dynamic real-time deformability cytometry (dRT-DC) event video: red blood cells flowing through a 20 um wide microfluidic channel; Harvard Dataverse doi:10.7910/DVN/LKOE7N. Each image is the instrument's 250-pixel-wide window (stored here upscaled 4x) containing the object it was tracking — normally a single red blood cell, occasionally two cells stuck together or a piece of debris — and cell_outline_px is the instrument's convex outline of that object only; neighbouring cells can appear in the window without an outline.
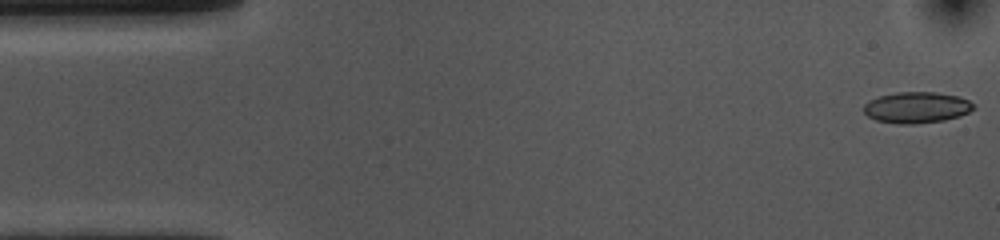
{"species": "common noctule bat (a hibernating species)", "species_latin": "Nyctalus noctula", "temperature_condition": "cold", "stored_images_in_passage": 46, "camera_frame_rate_fps": 3000, "um_per_image_px": 0.085, "animal": {"sex": "female", "body_mass_g": 10.0, "forearm_length_mm": 53.1}, "frame": {"image": 1, "passage_image": 1, "time_ms": 0.0, "image_size_px": [1000, 240], "cell_outline_px": [[976, 108], [960, 116], [944, 120], [912, 124], [900, 124], [876, 120], [868, 116], [864, 112], [864, 104], [868, 100], [880, 96], [896, 92], [936, 92], [956, 96], [968, 100], [976, 104]], "centroid_in_image_um": [77.92, 9.13], "position_along_channel_um": 7.1, "area_um2": 19.94}}
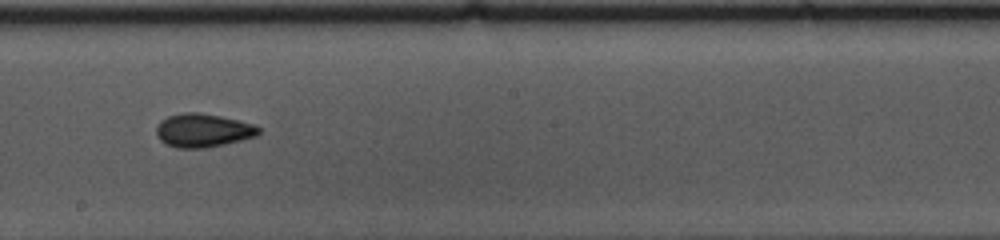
{"frame": {"image": 2, "passage_image": 28, "time_ms": 9.0, "image_size_px": [1000, 240], "cell_outline_px": [[260, 132], [256, 136], [224, 144], [204, 148], [176, 148], [160, 140], [156, 136], [156, 124], [160, 120], [168, 116], [184, 112], [200, 112], [220, 116], [256, 124], [260, 128]], "centroid_in_image_um": [17.23, 11.07], "position_along_channel_um": 231.0, "area_um2": 20.11}}
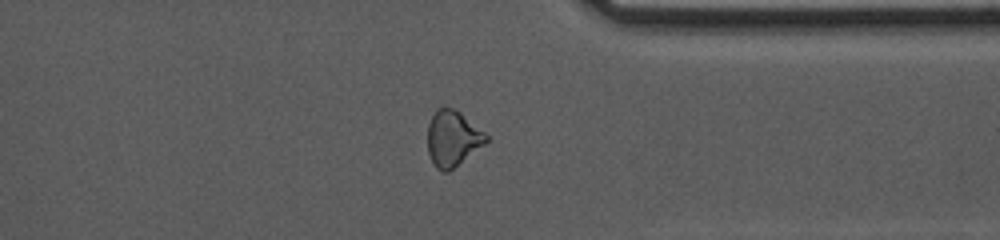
{"frame": {"image": 3, "passage_image": 40, "time_ms": 13.0, "image_size_px": [1000, 240], "cell_outline_px": [[488, 140], [484, 144], [448, 172], [444, 172], [436, 168], [432, 164], [428, 152], [428, 124], [436, 108], [444, 104], [460, 112], [484, 132], [488, 136]], "centroid_in_image_um": [38.44, 11.74], "position_along_channel_um": 373.0, "area_um2": 19.02}, "authors_computed_cell_mechanics": {"area_um2": 19.3919, "velocity_mm_per_s": 3.7166, "shape_relaxation_time_tau1_ms": 6.5839, "shape_relaxation_time_tau2_ms": 3.1377, "deformation_change_tau1": 0.1234, "deformation_change_tau2": 0.0951}}